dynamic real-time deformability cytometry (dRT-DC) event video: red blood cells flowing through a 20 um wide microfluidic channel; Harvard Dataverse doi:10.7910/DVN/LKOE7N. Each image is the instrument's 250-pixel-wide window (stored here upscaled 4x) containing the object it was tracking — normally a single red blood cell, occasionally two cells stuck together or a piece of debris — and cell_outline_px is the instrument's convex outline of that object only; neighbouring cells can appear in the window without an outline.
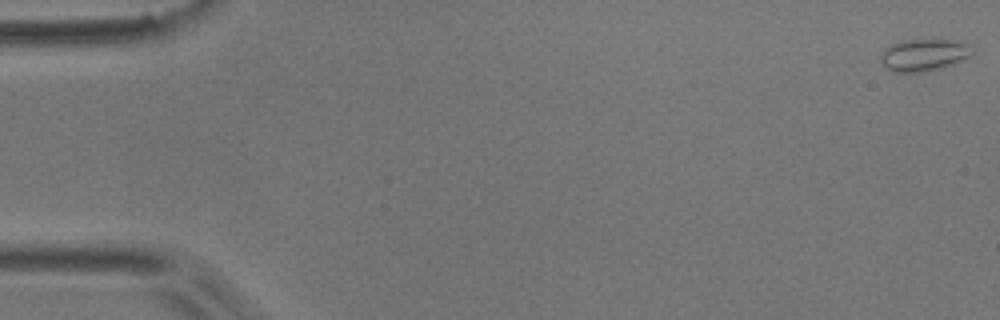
{"species": "common noctule bat (a hibernating species)", "species_latin": "Nyctalus noctula", "temperature_condition": "room temperature", "stored_images_in_passage": 17, "camera_frame_rate_fps": 3000, "um_per_image_px": 0.085, "animal": {"sex": "male", "body_mass_g": 17.9}, "frame": {"image": 1, "passage_image": 1, "time_ms": 0.0, "image_size_px": [1000, 320], "cell_outline_px": [[976, 48], [968, 56], [952, 64], [928, 72], [892, 72], [884, 68], [880, 64], [880, 52], [884, 48], [900, 40], [932, 36], [940, 36], [956, 40], [968, 44]], "centroid_in_image_um": [78.5, 4.61], "position_along_channel_um": 6.5, "area_um2": 18.32}}
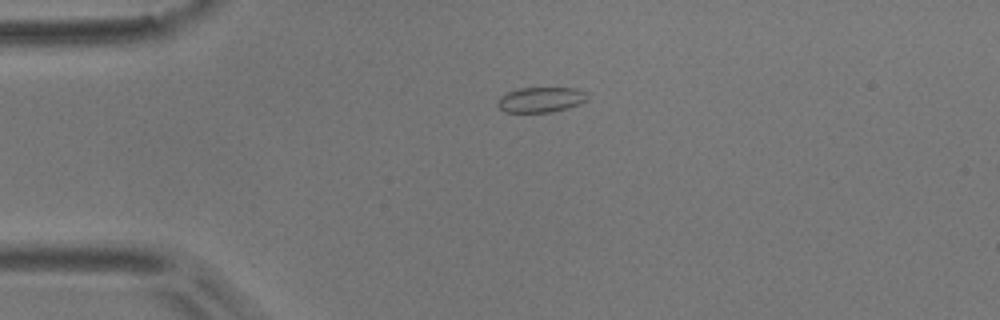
{"frame": {"image": 2, "passage_image": 13, "time_ms": 4.0, "image_size_px": [1000, 320], "cell_outline_px": [[588, 100], [580, 104], [568, 108], [552, 112], [504, 112], [496, 104], [500, 96], [508, 92], [520, 88], [576, 88], [584, 92]], "centroid_in_image_um": [45.96, 8.48], "position_along_channel_um": 39.0, "area_um2": 13.18}}